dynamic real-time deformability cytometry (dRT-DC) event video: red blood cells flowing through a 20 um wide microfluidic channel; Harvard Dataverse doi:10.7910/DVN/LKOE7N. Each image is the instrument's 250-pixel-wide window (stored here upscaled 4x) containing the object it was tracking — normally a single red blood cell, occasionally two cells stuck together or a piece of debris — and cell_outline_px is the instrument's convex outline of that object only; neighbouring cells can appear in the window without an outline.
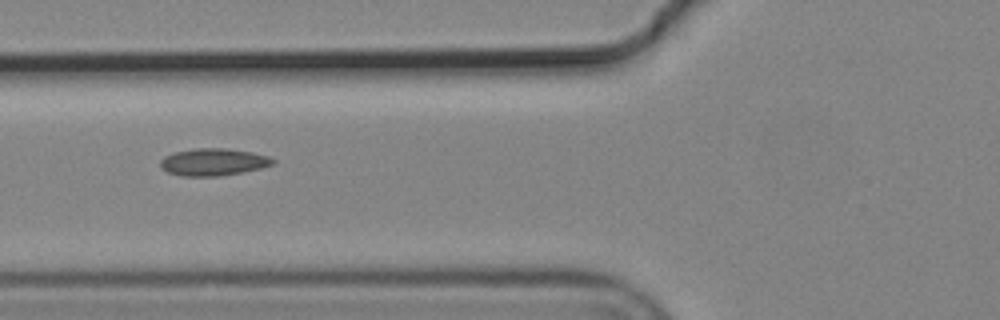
{"species": "common noctule bat (a hibernating species)", "species_latin": "Nyctalus noctula", "temperature_condition": "cold", "stored_images_in_passage": 3, "camera_frame_rate_fps": 3000, "um_per_image_px": 0.085, "animal": {"sex": "male", "body_mass_g": 19.2, "forearm_length_mm": 51.8}, "frame": {"image": 1, "passage_image": 3, "time_ms": 0.667, "image_size_px": [1000, 320], "cell_outline_px": [[276, 160], [272, 164], [260, 168], [244, 172], [220, 176], [180, 176], [168, 172], [160, 168], [160, 160], [164, 156], [176, 152], [196, 148], [224, 148], [252, 152], [268, 156]], "centroid_in_image_um": [18.11, 13.78], "position_along_channel_um": 107.7, "area_um2": 17.86}}